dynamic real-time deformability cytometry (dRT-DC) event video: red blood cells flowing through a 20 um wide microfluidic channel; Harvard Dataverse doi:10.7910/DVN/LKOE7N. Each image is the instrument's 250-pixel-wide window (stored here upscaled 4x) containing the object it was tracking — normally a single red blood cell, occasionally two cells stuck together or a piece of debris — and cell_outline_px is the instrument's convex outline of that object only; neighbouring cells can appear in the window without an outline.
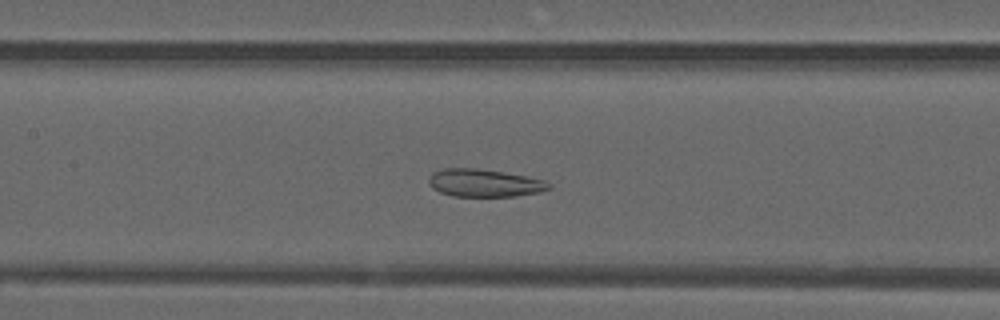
{"species": "common noctule bat (a hibernating species)", "species_latin": "Nyctalus noctula", "temperature_condition": "warm", "stored_images_in_passage": 45, "camera_frame_rate_fps": 3000, "um_per_image_px": 0.085, "animal": {"sex": "male", "forearm_length_mm": 52.5}, "frame": {"image": 1, "passage_image": 21, "time_ms": 6.667, "image_size_px": [1000, 320], "cell_outline_px": [[552, 188], [540, 192], [516, 196], [452, 196], [440, 192], [432, 188], [428, 180], [432, 172], [444, 168], [476, 168], [528, 176], [544, 180], [552, 184]], "centroid_in_image_um": [41.19, 15.55], "position_along_channel_um": 166.2, "area_um2": 19.48}}
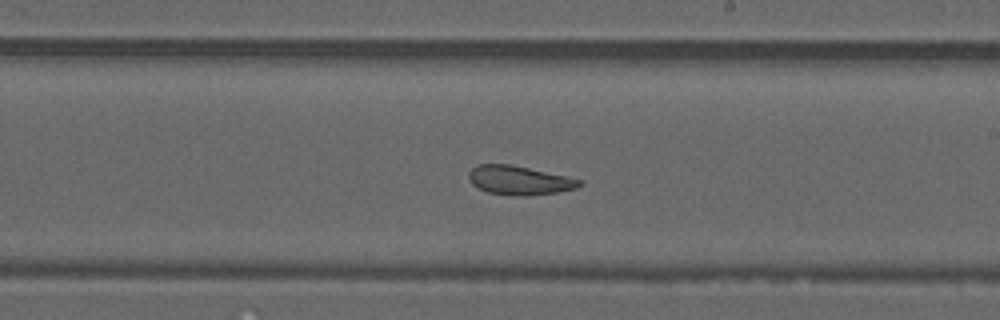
{"frame": {"image": 2, "passage_image": 27, "time_ms": 8.667, "image_size_px": [1000, 320], "cell_outline_px": [[584, 184], [576, 188], [556, 192], [524, 196], [512, 196], [488, 192], [472, 184], [468, 176], [468, 172], [476, 164], [512, 164], [568, 176], [580, 180]], "centroid_in_image_um": [44.13, 15.31], "position_along_channel_um": 244.9, "area_um2": 18.79}}
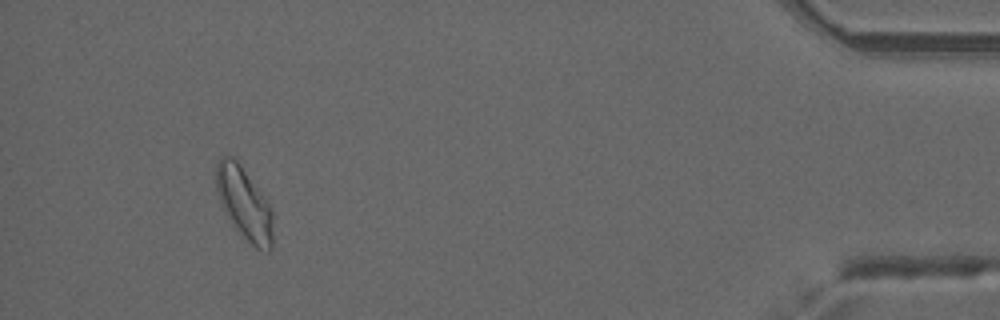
{"frame": {"image": 3, "passage_image": 45, "time_ms": 14.667, "image_size_px": [1000, 320], "cell_outline_px": [[272, 248], [268, 252], [256, 248], [228, 220], [220, 200], [216, 188], [216, 164], [220, 156], [232, 156], [240, 164], [268, 200], [272, 212]], "centroid_in_image_um": [20.76, 17.27], "position_along_channel_um": 414.4, "area_um2": 23.81}, "authors_computed_cell_mechanics": {"area_um2": 19.4208, "velocity_mm_per_s": 3.9635, "shape_relaxation_time_tau1_ms": null, "shape_relaxation_time_tau2_ms": 2.033, "deformation_change_tau1": null, "deformation_change_tau2": 0.0855}}